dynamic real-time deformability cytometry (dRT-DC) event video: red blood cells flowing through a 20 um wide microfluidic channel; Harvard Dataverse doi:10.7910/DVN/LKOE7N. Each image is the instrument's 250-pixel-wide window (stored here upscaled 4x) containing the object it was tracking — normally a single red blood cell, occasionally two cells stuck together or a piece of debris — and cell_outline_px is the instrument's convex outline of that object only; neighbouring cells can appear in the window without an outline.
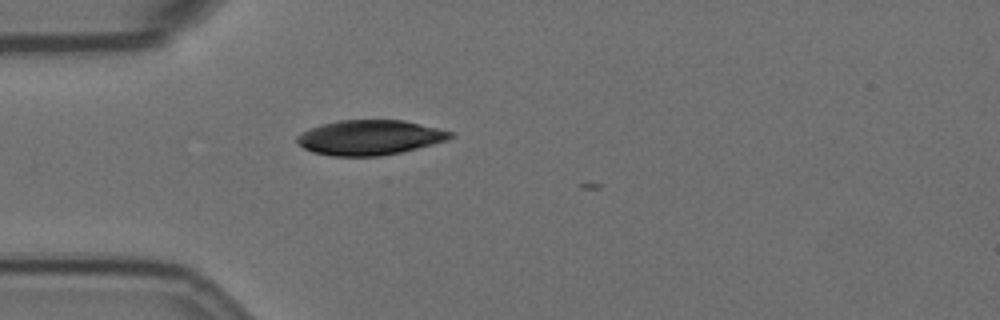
{"species": "Egyptian fruit bat (a non-hibernating species)", "species_latin": "Rousettus aegyptiacus", "temperature_condition": "room temperature", "stored_images_in_passage": 13, "camera_frame_rate_fps": 3000, "um_per_image_px": 0.085, "animal": {"sex": "female"}, "frame": {"image": 1, "passage_image": 2, "time_ms": 0.333, "image_size_px": [1000, 320], "cell_outline_px": [[456, 132], [448, 140], [400, 152], [380, 156], [332, 156], [312, 152], [296, 144], [296, 136], [300, 132], [308, 128], [340, 120], [404, 120]], "centroid_in_image_um": [31.4, 11.68], "position_along_channel_um": 53.6, "area_um2": 31.33}}
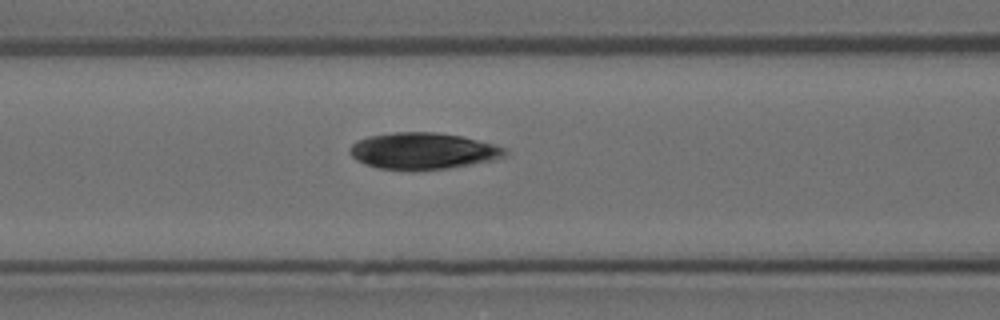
{"frame": {"image": 2, "passage_image": 9, "time_ms": 2.667, "image_size_px": [1000, 320], "cell_outline_px": [[508, 152], [504, 156], [492, 160], [444, 168], [376, 168], [364, 164], [356, 160], [348, 152], [348, 148], [356, 140], [368, 136], [392, 132], [436, 132], [464, 136], [508, 148]], "centroid_in_image_um": [35.92, 12.79], "position_along_channel_um": 130.7, "area_um2": 32.6}}
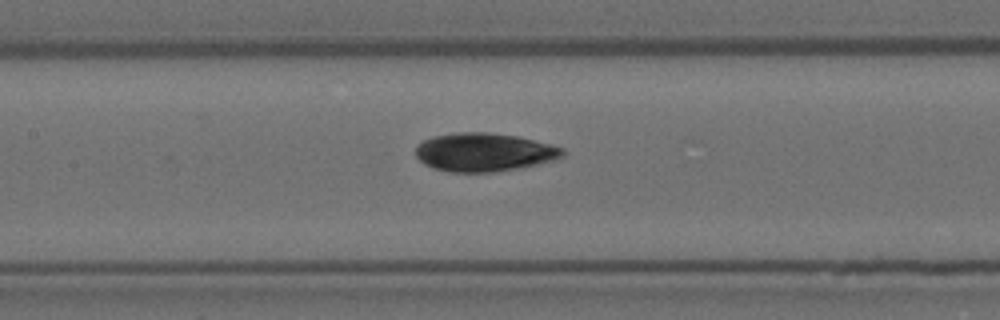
{"frame": {"image": 3, "passage_image": 12, "time_ms": 3.667, "image_size_px": [1000, 320], "cell_outline_px": [[564, 156], [556, 160], [520, 168], [492, 172], [448, 172], [432, 168], [424, 164], [416, 156], [416, 144], [432, 136], [456, 132], [488, 132], [516, 136], [552, 144], [564, 148]], "centroid_in_image_um": [41.15, 12.94], "position_along_channel_um": 166.3, "area_um2": 33.23}}